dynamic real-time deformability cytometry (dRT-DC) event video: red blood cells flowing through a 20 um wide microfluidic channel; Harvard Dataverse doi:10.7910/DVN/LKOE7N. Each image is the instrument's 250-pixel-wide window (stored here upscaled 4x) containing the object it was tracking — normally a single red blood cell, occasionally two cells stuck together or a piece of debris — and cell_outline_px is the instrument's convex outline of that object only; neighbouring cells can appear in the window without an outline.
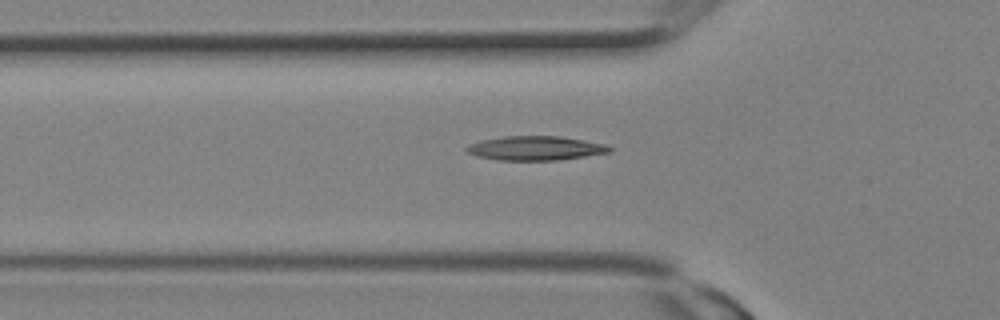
{"species": "Egyptian fruit bat (a non-hibernating species)", "species_latin": "Rousettus aegyptiacus", "temperature_condition": "room temperature", "stored_images_in_passage": 3, "camera_frame_rate_fps": 3000, "um_per_image_px": 0.085, "animal": {"sex": "female"}, "frame": {"image": 1, "passage_image": 3, "time_ms": 0.667, "image_size_px": [1000, 320], "cell_outline_px": [[612, 152], [560, 160], [496, 160], [476, 156], [468, 152], [464, 148], [468, 144], [480, 140], [504, 136], [560, 136], [608, 144], [612, 148]], "centroid_in_image_um": [45.53, 12.59], "position_along_channel_um": 80.3, "area_um2": 20.4}}